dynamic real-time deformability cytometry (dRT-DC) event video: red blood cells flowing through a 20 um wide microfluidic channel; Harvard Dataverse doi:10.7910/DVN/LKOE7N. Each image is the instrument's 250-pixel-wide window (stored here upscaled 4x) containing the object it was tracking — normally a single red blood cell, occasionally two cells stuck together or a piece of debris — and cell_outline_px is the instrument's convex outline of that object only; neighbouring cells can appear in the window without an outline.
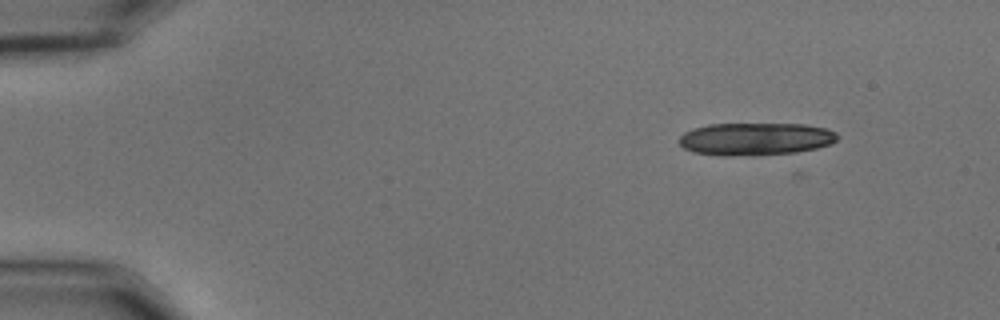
{"species": "common noctule bat (a hibernating species)", "species_latin": "Nyctalus noctula", "temperature_condition": "cold", "stored_images_in_passage": 11, "camera_frame_rate_fps": 3000, "um_per_image_px": 0.085, "animal": {"sex": "male", "body_mass_g": 15.6}, "frame": {"image": 1, "passage_image": 1, "time_ms": 0.0, "image_size_px": [1000, 320], "cell_outline_px": [[840, 136], [836, 140], [828, 144], [816, 148], [796, 152], [756, 156], [720, 156], [692, 152], [684, 148], [680, 144], [680, 136], [684, 132], [692, 128], [708, 124], [804, 124], [828, 128], [836, 132]], "centroid_in_image_um": [64.2, 11.82], "position_along_channel_um": 20.8, "area_um2": 30.46}}